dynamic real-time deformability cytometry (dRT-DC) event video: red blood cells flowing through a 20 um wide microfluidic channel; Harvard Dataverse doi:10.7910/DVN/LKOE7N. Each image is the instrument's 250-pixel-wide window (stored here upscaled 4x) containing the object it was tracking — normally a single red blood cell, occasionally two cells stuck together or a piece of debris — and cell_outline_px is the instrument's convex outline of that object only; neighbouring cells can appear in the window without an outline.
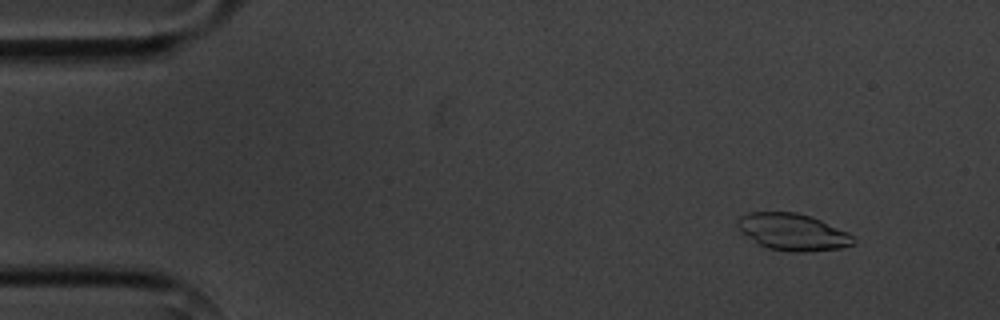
{"species": "common noctule bat (a hibernating species)", "species_latin": "Nyctalus noctula", "temperature_condition": "cold", "stored_images_in_passage": 5, "camera_frame_rate_fps": 3000, "um_per_image_px": 0.085, "animal": {"sex": "male", "body_mass_g": 20.1, "forearm_length_mm": 53.5}, "frame": {"image": 1, "passage_image": 2, "time_ms": 1.333, "image_size_px": [1000, 320], "cell_outline_px": [[856, 244], [840, 248], [804, 252], [792, 252], [768, 248], [760, 244], [748, 236], [736, 224], [736, 220], [740, 216], [748, 212], [796, 212], [812, 216], [848, 232], [856, 240]], "centroid_in_image_um": [67.42, 19.71], "position_along_channel_um": 17.6, "area_um2": 24.8}}